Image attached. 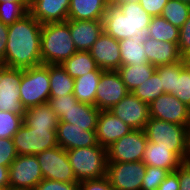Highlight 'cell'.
<instances>
[{
  "label": "cell",
  "instance_id": "obj_55",
  "mask_svg": "<svg viewBox=\"0 0 190 190\" xmlns=\"http://www.w3.org/2000/svg\"><path fill=\"white\" fill-rule=\"evenodd\" d=\"M6 190H20V189L7 188Z\"/></svg>",
  "mask_w": 190,
  "mask_h": 190
},
{
  "label": "cell",
  "instance_id": "obj_26",
  "mask_svg": "<svg viewBox=\"0 0 190 190\" xmlns=\"http://www.w3.org/2000/svg\"><path fill=\"white\" fill-rule=\"evenodd\" d=\"M23 124L30 128H57L59 118L48 102L28 108L23 113Z\"/></svg>",
  "mask_w": 190,
  "mask_h": 190
},
{
  "label": "cell",
  "instance_id": "obj_49",
  "mask_svg": "<svg viewBox=\"0 0 190 190\" xmlns=\"http://www.w3.org/2000/svg\"><path fill=\"white\" fill-rule=\"evenodd\" d=\"M9 167L0 166V186L9 188Z\"/></svg>",
  "mask_w": 190,
  "mask_h": 190
},
{
  "label": "cell",
  "instance_id": "obj_36",
  "mask_svg": "<svg viewBox=\"0 0 190 190\" xmlns=\"http://www.w3.org/2000/svg\"><path fill=\"white\" fill-rule=\"evenodd\" d=\"M185 67L182 60L173 64L156 67V71L161 77L164 93L170 94L172 91H175L176 75H180V72Z\"/></svg>",
  "mask_w": 190,
  "mask_h": 190
},
{
  "label": "cell",
  "instance_id": "obj_15",
  "mask_svg": "<svg viewBox=\"0 0 190 190\" xmlns=\"http://www.w3.org/2000/svg\"><path fill=\"white\" fill-rule=\"evenodd\" d=\"M89 52L100 69L117 70L121 66L119 41L104 31Z\"/></svg>",
  "mask_w": 190,
  "mask_h": 190
},
{
  "label": "cell",
  "instance_id": "obj_33",
  "mask_svg": "<svg viewBox=\"0 0 190 190\" xmlns=\"http://www.w3.org/2000/svg\"><path fill=\"white\" fill-rule=\"evenodd\" d=\"M132 93L147 104L161 96L164 90L159 73L155 70L151 77L136 87Z\"/></svg>",
  "mask_w": 190,
  "mask_h": 190
},
{
  "label": "cell",
  "instance_id": "obj_18",
  "mask_svg": "<svg viewBox=\"0 0 190 190\" xmlns=\"http://www.w3.org/2000/svg\"><path fill=\"white\" fill-rule=\"evenodd\" d=\"M70 0H32L29 13L41 24L66 22Z\"/></svg>",
  "mask_w": 190,
  "mask_h": 190
},
{
  "label": "cell",
  "instance_id": "obj_40",
  "mask_svg": "<svg viewBox=\"0 0 190 190\" xmlns=\"http://www.w3.org/2000/svg\"><path fill=\"white\" fill-rule=\"evenodd\" d=\"M47 102L60 120L65 115V112H67L73 105L77 104L79 101L75 98L73 94H69L59 97H49Z\"/></svg>",
  "mask_w": 190,
  "mask_h": 190
},
{
  "label": "cell",
  "instance_id": "obj_50",
  "mask_svg": "<svg viewBox=\"0 0 190 190\" xmlns=\"http://www.w3.org/2000/svg\"><path fill=\"white\" fill-rule=\"evenodd\" d=\"M181 60L184 63L186 67L190 68V49L186 50L182 55H181Z\"/></svg>",
  "mask_w": 190,
  "mask_h": 190
},
{
  "label": "cell",
  "instance_id": "obj_32",
  "mask_svg": "<svg viewBox=\"0 0 190 190\" xmlns=\"http://www.w3.org/2000/svg\"><path fill=\"white\" fill-rule=\"evenodd\" d=\"M146 32L149 38L178 44L179 29L162 16H152Z\"/></svg>",
  "mask_w": 190,
  "mask_h": 190
},
{
  "label": "cell",
  "instance_id": "obj_9",
  "mask_svg": "<svg viewBox=\"0 0 190 190\" xmlns=\"http://www.w3.org/2000/svg\"><path fill=\"white\" fill-rule=\"evenodd\" d=\"M9 188L33 190L44 178L36 155H18L9 166Z\"/></svg>",
  "mask_w": 190,
  "mask_h": 190
},
{
  "label": "cell",
  "instance_id": "obj_14",
  "mask_svg": "<svg viewBox=\"0 0 190 190\" xmlns=\"http://www.w3.org/2000/svg\"><path fill=\"white\" fill-rule=\"evenodd\" d=\"M20 82L21 69L0 65V111L25 112L20 100Z\"/></svg>",
  "mask_w": 190,
  "mask_h": 190
},
{
  "label": "cell",
  "instance_id": "obj_29",
  "mask_svg": "<svg viewBox=\"0 0 190 190\" xmlns=\"http://www.w3.org/2000/svg\"><path fill=\"white\" fill-rule=\"evenodd\" d=\"M61 66L74 79L91 71H103L97 66L89 51H76Z\"/></svg>",
  "mask_w": 190,
  "mask_h": 190
},
{
  "label": "cell",
  "instance_id": "obj_43",
  "mask_svg": "<svg viewBox=\"0 0 190 190\" xmlns=\"http://www.w3.org/2000/svg\"><path fill=\"white\" fill-rule=\"evenodd\" d=\"M79 190H114L107 176L98 179L85 180L79 183Z\"/></svg>",
  "mask_w": 190,
  "mask_h": 190
},
{
  "label": "cell",
  "instance_id": "obj_53",
  "mask_svg": "<svg viewBox=\"0 0 190 190\" xmlns=\"http://www.w3.org/2000/svg\"><path fill=\"white\" fill-rule=\"evenodd\" d=\"M179 1L184 2V3H187V4L190 5V0H179Z\"/></svg>",
  "mask_w": 190,
  "mask_h": 190
},
{
  "label": "cell",
  "instance_id": "obj_46",
  "mask_svg": "<svg viewBox=\"0 0 190 190\" xmlns=\"http://www.w3.org/2000/svg\"><path fill=\"white\" fill-rule=\"evenodd\" d=\"M179 190H190V162H183L178 167Z\"/></svg>",
  "mask_w": 190,
  "mask_h": 190
},
{
  "label": "cell",
  "instance_id": "obj_8",
  "mask_svg": "<svg viewBox=\"0 0 190 190\" xmlns=\"http://www.w3.org/2000/svg\"><path fill=\"white\" fill-rule=\"evenodd\" d=\"M144 130H133L107 148L108 163L142 161L147 144Z\"/></svg>",
  "mask_w": 190,
  "mask_h": 190
},
{
  "label": "cell",
  "instance_id": "obj_10",
  "mask_svg": "<svg viewBox=\"0 0 190 190\" xmlns=\"http://www.w3.org/2000/svg\"><path fill=\"white\" fill-rule=\"evenodd\" d=\"M146 165L143 161L107 163V178L114 190H140Z\"/></svg>",
  "mask_w": 190,
  "mask_h": 190
},
{
  "label": "cell",
  "instance_id": "obj_22",
  "mask_svg": "<svg viewBox=\"0 0 190 190\" xmlns=\"http://www.w3.org/2000/svg\"><path fill=\"white\" fill-rule=\"evenodd\" d=\"M108 0H70L68 20H103Z\"/></svg>",
  "mask_w": 190,
  "mask_h": 190
},
{
  "label": "cell",
  "instance_id": "obj_38",
  "mask_svg": "<svg viewBox=\"0 0 190 190\" xmlns=\"http://www.w3.org/2000/svg\"><path fill=\"white\" fill-rule=\"evenodd\" d=\"M175 95L182 103L190 108V68L185 67L180 75H176L175 91L170 93Z\"/></svg>",
  "mask_w": 190,
  "mask_h": 190
},
{
  "label": "cell",
  "instance_id": "obj_11",
  "mask_svg": "<svg viewBox=\"0 0 190 190\" xmlns=\"http://www.w3.org/2000/svg\"><path fill=\"white\" fill-rule=\"evenodd\" d=\"M149 116L178 125H190V108L169 93H163L149 103Z\"/></svg>",
  "mask_w": 190,
  "mask_h": 190
},
{
  "label": "cell",
  "instance_id": "obj_48",
  "mask_svg": "<svg viewBox=\"0 0 190 190\" xmlns=\"http://www.w3.org/2000/svg\"><path fill=\"white\" fill-rule=\"evenodd\" d=\"M8 25L0 20V64L5 60Z\"/></svg>",
  "mask_w": 190,
  "mask_h": 190
},
{
  "label": "cell",
  "instance_id": "obj_23",
  "mask_svg": "<svg viewBox=\"0 0 190 190\" xmlns=\"http://www.w3.org/2000/svg\"><path fill=\"white\" fill-rule=\"evenodd\" d=\"M104 32L116 40L131 38L130 20L119 7L108 6L103 17Z\"/></svg>",
  "mask_w": 190,
  "mask_h": 190
},
{
  "label": "cell",
  "instance_id": "obj_24",
  "mask_svg": "<svg viewBox=\"0 0 190 190\" xmlns=\"http://www.w3.org/2000/svg\"><path fill=\"white\" fill-rule=\"evenodd\" d=\"M100 111L96 106L78 102L65 112L60 121L86 127V130H96Z\"/></svg>",
  "mask_w": 190,
  "mask_h": 190
},
{
  "label": "cell",
  "instance_id": "obj_39",
  "mask_svg": "<svg viewBox=\"0 0 190 190\" xmlns=\"http://www.w3.org/2000/svg\"><path fill=\"white\" fill-rule=\"evenodd\" d=\"M170 172L166 169L146 166L140 190H155Z\"/></svg>",
  "mask_w": 190,
  "mask_h": 190
},
{
  "label": "cell",
  "instance_id": "obj_52",
  "mask_svg": "<svg viewBox=\"0 0 190 190\" xmlns=\"http://www.w3.org/2000/svg\"><path fill=\"white\" fill-rule=\"evenodd\" d=\"M10 3V2H17V3H31L32 0H0V3Z\"/></svg>",
  "mask_w": 190,
  "mask_h": 190
},
{
  "label": "cell",
  "instance_id": "obj_37",
  "mask_svg": "<svg viewBox=\"0 0 190 190\" xmlns=\"http://www.w3.org/2000/svg\"><path fill=\"white\" fill-rule=\"evenodd\" d=\"M23 125V113L0 111V138H11Z\"/></svg>",
  "mask_w": 190,
  "mask_h": 190
},
{
  "label": "cell",
  "instance_id": "obj_47",
  "mask_svg": "<svg viewBox=\"0 0 190 190\" xmlns=\"http://www.w3.org/2000/svg\"><path fill=\"white\" fill-rule=\"evenodd\" d=\"M155 190H179L178 168L170 172Z\"/></svg>",
  "mask_w": 190,
  "mask_h": 190
},
{
  "label": "cell",
  "instance_id": "obj_3",
  "mask_svg": "<svg viewBox=\"0 0 190 190\" xmlns=\"http://www.w3.org/2000/svg\"><path fill=\"white\" fill-rule=\"evenodd\" d=\"M144 131L147 140L157 147L171 148L183 161L190 156V125H178L150 117Z\"/></svg>",
  "mask_w": 190,
  "mask_h": 190
},
{
  "label": "cell",
  "instance_id": "obj_12",
  "mask_svg": "<svg viewBox=\"0 0 190 190\" xmlns=\"http://www.w3.org/2000/svg\"><path fill=\"white\" fill-rule=\"evenodd\" d=\"M129 93L117 70H103L97 85L95 106L109 110Z\"/></svg>",
  "mask_w": 190,
  "mask_h": 190
},
{
  "label": "cell",
  "instance_id": "obj_42",
  "mask_svg": "<svg viewBox=\"0 0 190 190\" xmlns=\"http://www.w3.org/2000/svg\"><path fill=\"white\" fill-rule=\"evenodd\" d=\"M33 190H79V182L64 183L43 179Z\"/></svg>",
  "mask_w": 190,
  "mask_h": 190
},
{
  "label": "cell",
  "instance_id": "obj_21",
  "mask_svg": "<svg viewBox=\"0 0 190 190\" xmlns=\"http://www.w3.org/2000/svg\"><path fill=\"white\" fill-rule=\"evenodd\" d=\"M143 163L146 166H154L175 171L183 161L171 150V148L157 147L156 143L147 141L144 153Z\"/></svg>",
  "mask_w": 190,
  "mask_h": 190
},
{
  "label": "cell",
  "instance_id": "obj_5",
  "mask_svg": "<svg viewBox=\"0 0 190 190\" xmlns=\"http://www.w3.org/2000/svg\"><path fill=\"white\" fill-rule=\"evenodd\" d=\"M19 92L24 110L46 103L50 97L49 65L21 69Z\"/></svg>",
  "mask_w": 190,
  "mask_h": 190
},
{
  "label": "cell",
  "instance_id": "obj_31",
  "mask_svg": "<svg viewBox=\"0 0 190 190\" xmlns=\"http://www.w3.org/2000/svg\"><path fill=\"white\" fill-rule=\"evenodd\" d=\"M50 97L73 94L74 78H72L61 64L49 65Z\"/></svg>",
  "mask_w": 190,
  "mask_h": 190
},
{
  "label": "cell",
  "instance_id": "obj_30",
  "mask_svg": "<svg viewBox=\"0 0 190 190\" xmlns=\"http://www.w3.org/2000/svg\"><path fill=\"white\" fill-rule=\"evenodd\" d=\"M155 70L156 67L151 63H144L138 66L123 65L117 69L129 92H132L136 87L150 78Z\"/></svg>",
  "mask_w": 190,
  "mask_h": 190
},
{
  "label": "cell",
  "instance_id": "obj_2",
  "mask_svg": "<svg viewBox=\"0 0 190 190\" xmlns=\"http://www.w3.org/2000/svg\"><path fill=\"white\" fill-rule=\"evenodd\" d=\"M41 60L43 65L62 64L77 50L70 33V20L42 24Z\"/></svg>",
  "mask_w": 190,
  "mask_h": 190
},
{
  "label": "cell",
  "instance_id": "obj_6",
  "mask_svg": "<svg viewBox=\"0 0 190 190\" xmlns=\"http://www.w3.org/2000/svg\"><path fill=\"white\" fill-rule=\"evenodd\" d=\"M12 140L17 155H37L58 146L56 128H30L23 124Z\"/></svg>",
  "mask_w": 190,
  "mask_h": 190
},
{
  "label": "cell",
  "instance_id": "obj_1",
  "mask_svg": "<svg viewBox=\"0 0 190 190\" xmlns=\"http://www.w3.org/2000/svg\"><path fill=\"white\" fill-rule=\"evenodd\" d=\"M41 30L42 24L30 13L8 25L5 60L0 65L22 70L42 65Z\"/></svg>",
  "mask_w": 190,
  "mask_h": 190
},
{
  "label": "cell",
  "instance_id": "obj_25",
  "mask_svg": "<svg viewBox=\"0 0 190 190\" xmlns=\"http://www.w3.org/2000/svg\"><path fill=\"white\" fill-rule=\"evenodd\" d=\"M146 37L147 35L135 34L131 38L119 40L121 66L123 65L138 66L144 63H149L146 58V53L143 46Z\"/></svg>",
  "mask_w": 190,
  "mask_h": 190
},
{
  "label": "cell",
  "instance_id": "obj_51",
  "mask_svg": "<svg viewBox=\"0 0 190 190\" xmlns=\"http://www.w3.org/2000/svg\"><path fill=\"white\" fill-rule=\"evenodd\" d=\"M139 0H108V4L110 6L118 7L122 3L126 2H138Z\"/></svg>",
  "mask_w": 190,
  "mask_h": 190
},
{
  "label": "cell",
  "instance_id": "obj_35",
  "mask_svg": "<svg viewBox=\"0 0 190 190\" xmlns=\"http://www.w3.org/2000/svg\"><path fill=\"white\" fill-rule=\"evenodd\" d=\"M31 3H0V20L10 25L29 13Z\"/></svg>",
  "mask_w": 190,
  "mask_h": 190
},
{
  "label": "cell",
  "instance_id": "obj_4",
  "mask_svg": "<svg viewBox=\"0 0 190 190\" xmlns=\"http://www.w3.org/2000/svg\"><path fill=\"white\" fill-rule=\"evenodd\" d=\"M76 180L98 179L107 175V149L99 143L92 147L66 150Z\"/></svg>",
  "mask_w": 190,
  "mask_h": 190
},
{
  "label": "cell",
  "instance_id": "obj_17",
  "mask_svg": "<svg viewBox=\"0 0 190 190\" xmlns=\"http://www.w3.org/2000/svg\"><path fill=\"white\" fill-rule=\"evenodd\" d=\"M130 131H132V128L117 118L111 111H100L96 127V138L102 147L107 149Z\"/></svg>",
  "mask_w": 190,
  "mask_h": 190
},
{
  "label": "cell",
  "instance_id": "obj_54",
  "mask_svg": "<svg viewBox=\"0 0 190 190\" xmlns=\"http://www.w3.org/2000/svg\"><path fill=\"white\" fill-rule=\"evenodd\" d=\"M6 189H7L6 187L0 186V190H6Z\"/></svg>",
  "mask_w": 190,
  "mask_h": 190
},
{
  "label": "cell",
  "instance_id": "obj_19",
  "mask_svg": "<svg viewBox=\"0 0 190 190\" xmlns=\"http://www.w3.org/2000/svg\"><path fill=\"white\" fill-rule=\"evenodd\" d=\"M103 31V20H70V33L77 51H89Z\"/></svg>",
  "mask_w": 190,
  "mask_h": 190
},
{
  "label": "cell",
  "instance_id": "obj_34",
  "mask_svg": "<svg viewBox=\"0 0 190 190\" xmlns=\"http://www.w3.org/2000/svg\"><path fill=\"white\" fill-rule=\"evenodd\" d=\"M190 15V5L179 0H168L161 16L178 29Z\"/></svg>",
  "mask_w": 190,
  "mask_h": 190
},
{
  "label": "cell",
  "instance_id": "obj_41",
  "mask_svg": "<svg viewBox=\"0 0 190 190\" xmlns=\"http://www.w3.org/2000/svg\"><path fill=\"white\" fill-rule=\"evenodd\" d=\"M17 156L13 140L0 138V166L9 167Z\"/></svg>",
  "mask_w": 190,
  "mask_h": 190
},
{
  "label": "cell",
  "instance_id": "obj_45",
  "mask_svg": "<svg viewBox=\"0 0 190 190\" xmlns=\"http://www.w3.org/2000/svg\"><path fill=\"white\" fill-rule=\"evenodd\" d=\"M177 46L181 55L186 50L190 49V15L179 29V40Z\"/></svg>",
  "mask_w": 190,
  "mask_h": 190
},
{
  "label": "cell",
  "instance_id": "obj_13",
  "mask_svg": "<svg viewBox=\"0 0 190 190\" xmlns=\"http://www.w3.org/2000/svg\"><path fill=\"white\" fill-rule=\"evenodd\" d=\"M109 111L133 130H144L150 118L149 104L141 101L132 92H129Z\"/></svg>",
  "mask_w": 190,
  "mask_h": 190
},
{
  "label": "cell",
  "instance_id": "obj_16",
  "mask_svg": "<svg viewBox=\"0 0 190 190\" xmlns=\"http://www.w3.org/2000/svg\"><path fill=\"white\" fill-rule=\"evenodd\" d=\"M56 134L58 145L65 150L92 147L98 144L96 130H86V127H78L60 120Z\"/></svg>",
  "mask_w": 190,
  "mask_h": 190
},
{
  "label": "cell",
  "instance_id": "obj_27",
  "mask_svg": "<svg viewBox=\"0 0 190 190\" xmlns=\"http://www.w3.org/2000/svg\"><path fill=\"white\" fill-rule=\"evenodd\" d=\"M103 71H91L74 79L73 95L81 102L95 106L97 85Z\"/></svg>",
  "mask_w": 190,
  "mask_h": 190
},
{
  "label": "cell",
  "instance_id": "obj_7",
  "mask_svg": "<svg viewBox=\"0 0 190 190\" xmlns=\"http://www.w3.org/2000/svg\"><path fill=\"white\" fill-rule=\"evenodd\" d=\"M44 179L64 183L78 182L74 176L67 152L59 145L36 155Z\"/></svg>",
  "mask_w": 190,
  "mask_h": 190
},
{
  "label": "cell",
  "instance_id": "obj_20",
  "mask_svg": "<svg viewBox=\"0 0 190 190\" xmlns=\"http://www.w3.org/2000/svg\"><path fill=\"white\" fill-rule=\"evenodd\" d=\"M143 46L148 62L154 67L181 61V54L175 43L160 41L147 36Z\"/></svg>",
  "mask_w": 190,
  "mask_h": 190
},
{
  "label": "cell",
  "instance_id": "obj_44",
  "mask_svg": "<svg viewBox=\"0 0 190 190\" xmlns=\"http://www.w3.org/2000/svg\"><path fill=\"white\" fill-rule=\"evenodd\" d=\"M143 9L151 16H161L168 0H139Z\"/></svg>",
  "mask_w": 190,
  "mask_h": 190
},
{
  "label": "cell",
  "instance_id": "obj_28",
  "mask_svg": "<svg viewBox=\"0 0 190 190\" xmlns=\"http://www.w3.org/2000/svg\"><path fill=\"white\" fill-rule=\"evenodd\" d=\"M118 7L130 20L131 37L135 34L147 35L146 31L151 23L152 16L143 9L139 2H126Z\"/></svg>",
  "mask_w": 190,
  "mask_h": 190
}]
</instances>
